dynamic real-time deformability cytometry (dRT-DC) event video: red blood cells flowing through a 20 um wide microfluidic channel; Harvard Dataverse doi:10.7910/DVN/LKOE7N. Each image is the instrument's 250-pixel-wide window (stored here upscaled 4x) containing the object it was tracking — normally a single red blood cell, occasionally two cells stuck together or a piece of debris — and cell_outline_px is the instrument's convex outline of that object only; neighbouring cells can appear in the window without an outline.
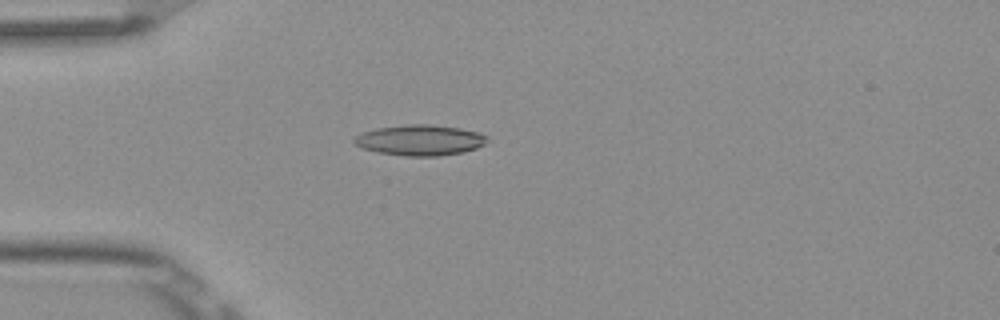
{"species": "Egyptian fruit bat (a non-hibernating species)", "species_latin": "Rousettus aegyptiacus", "temperature_condition": "room temperature", "stored_images_in_passage": 1, "camera_frame_rate_fps": 3000, "um_per_image_px": 0.085, "frame": {"image": 1, "passage_image": 1, "time_ms": 0.0, "image_size_px": [1000, 320], "cell_outline_px": [[488, 140], [484, 144], [476, 148], [464, 152], [440, 156], [404, 156], [376, 152], [360, 148], [352, 140], [356, 136], [364, 132], [376, 128], [408, 124], [424, 124], [460, 128], [480, 132], [488, 136]], "centroid_in_image_um": [35.71, 11.92], "position_along_channel_um": 49.3, "area_um2": 23.87}}